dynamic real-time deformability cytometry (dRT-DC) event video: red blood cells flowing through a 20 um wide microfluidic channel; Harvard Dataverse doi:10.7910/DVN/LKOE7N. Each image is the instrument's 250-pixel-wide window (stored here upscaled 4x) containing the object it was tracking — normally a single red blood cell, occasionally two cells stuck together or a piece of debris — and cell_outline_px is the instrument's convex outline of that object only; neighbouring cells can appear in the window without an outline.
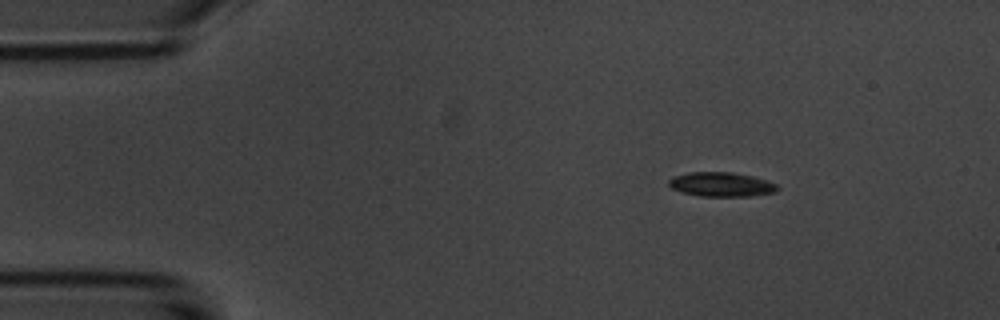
{"species": "common noctule bat (a hibernating species)", "species_latin": "Nyctalus noctula", "temperature_condition": "room temperature", "stored_images_in_passage": 3, "camera_frame_rate_fps": 3000, "um_per_image_px": 0.085, "animal": {"sex": "male", "body_mass_g": 20.1, "forearm_length_mm": 53.5}, "frame": {"image": 1, "passage_image": 1, "time_ms": 0.0, "image_size_px": [1000, 320], "cell_outline_px": [[780, 188], [776, 192], [748, 196], [700, 196], [684, 192], [672, 188], [668, 184], [668, 180], [672, 176], [688, 172], [732, 172], [752, 176], [776, 184]], "centroid_in_image_um": [61.29, 15.67], "position_along_channel_um": 23.7, "area_um2": 15.32}}